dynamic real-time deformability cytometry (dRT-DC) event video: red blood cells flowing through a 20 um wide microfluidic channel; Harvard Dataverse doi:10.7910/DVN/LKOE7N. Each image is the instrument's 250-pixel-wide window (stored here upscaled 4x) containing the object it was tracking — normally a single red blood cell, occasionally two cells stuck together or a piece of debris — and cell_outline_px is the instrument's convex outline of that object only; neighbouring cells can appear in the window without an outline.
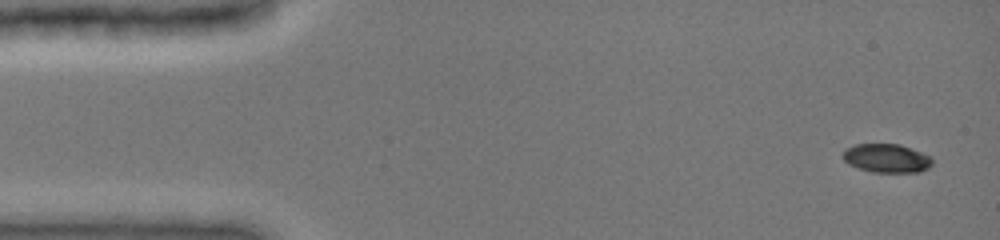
{"species": "common noctule bat (a hibernating species)", "species_latin": "Nyctalus noctula", "temperature_condition": "cold", "stored_images_in_passage": 8, "camera_frame_rate_fps": 3000, "um_per_image_px": 0.085, "animal": {"sex": "female", "body_mass_g": 19.0, "forearm_length_mm": 51.5}, "frame": {"image": 1, "passage_image": 1, "time_ms": 0.0, "image_size_px": [1000, 240], "cell_outline_px": [[932, 164], [928, 168], [920, 172], [872, 172], [848, 164], [840, 156], [844, 148], [856, 144], [900, 144], [932, 156]], "centroid_in_image_um": [75.34, 13.44], "position_along_channel_um": 9.7, "area_um2": 15.14}}
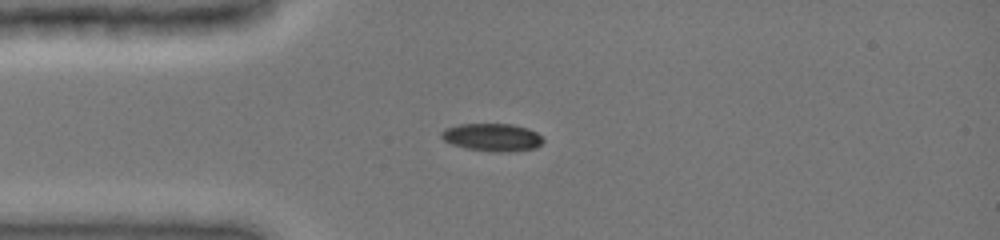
{"frame": {"image": 2, "passage_image": 5, "time_ms": 3.333, "image_size_px": [1000, 240], "cell_outline_px": [[544, 140], [536, 148], [508, 152], [492, 152], [468, 148], [452, 144], [444, 140], [440, 136], [440, 132], [444, 128], [460, 124], [512, 124], [528, 128], [536, 132]], "centroid_in_image_um": [41.83, 11.66], "position_along_channel_um": 43.2, "area_um2": 16.47}}
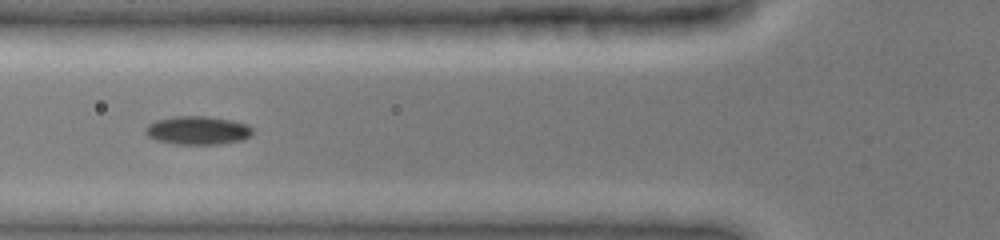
{"frame": {"image": 3, "passage_image": 7, "time_ms": 5.333, "image_size_px": [1000, 240], "cell_outline_px": [[252, 136], [244, 140], [220, 144], [172, 144], [156, 140], [148, 136], [144, 132], [144, 128], [148, 124], [156, 120], [176, 116], [204, 116], [228, 120], [244, 124], [252, 128]], "centroid_in_image_um": [16.77, 11.1], "position_along_channel_um": 109.0, "area_um2": 17.74}}